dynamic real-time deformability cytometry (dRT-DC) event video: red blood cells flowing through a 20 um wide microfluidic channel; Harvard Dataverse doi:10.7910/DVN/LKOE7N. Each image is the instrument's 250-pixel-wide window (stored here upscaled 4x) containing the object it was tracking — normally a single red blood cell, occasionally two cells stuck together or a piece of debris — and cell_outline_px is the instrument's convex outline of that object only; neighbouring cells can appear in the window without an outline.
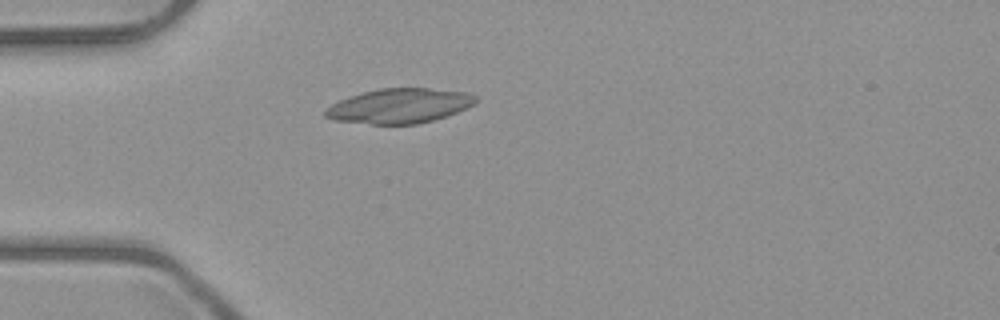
{"species": "common noctule bat (a hibernating species)", "species_latin": "Nyctalus noctula", "temperature_condition": "room temperature", "stored_images_in_passage": 1, "camera_frame_rate_fps": 3000, "um_per_image_px": 0.085, "animal": {"sex": "male", "body_mass_g": 23.1, "forearm_length_mm": 52.7}, "frame": {"image": 1, "passage_image": 1, "time_ms": 0.0, "image_size_px": [1000, 320], "cell_outline_px": [[476, 100], [468, 108], [432, 120], [416, 124], [372, 124], [336, 120], [324, 116], [324, 112], [332, 104], [348, 96], [380, 88], [428, 88], [468, 92], [476, 96]], "centroid_in_image_um": [33.96, 8.99], "position_along_channel_um": 51.0, "area_um2": 30.11}}